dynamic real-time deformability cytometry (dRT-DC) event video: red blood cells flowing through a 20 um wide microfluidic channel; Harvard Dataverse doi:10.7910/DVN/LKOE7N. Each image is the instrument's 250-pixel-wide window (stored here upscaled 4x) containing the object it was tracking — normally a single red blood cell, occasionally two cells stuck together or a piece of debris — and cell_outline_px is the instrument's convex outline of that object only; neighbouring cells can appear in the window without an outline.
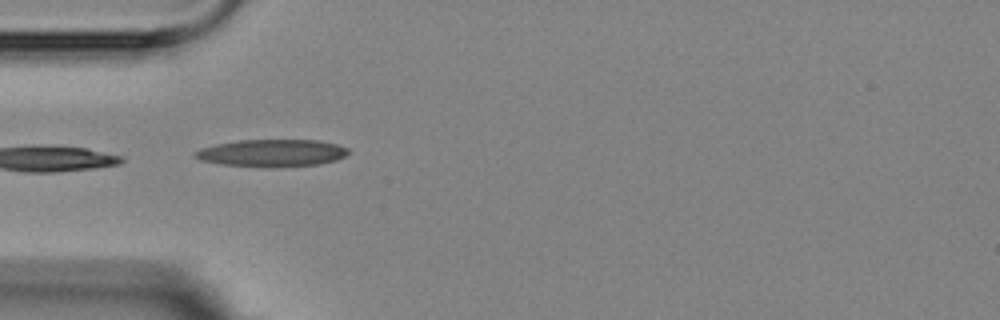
{"species": "Egyptian fruit bat (a non-hibernating species)", "species_latin": "Rousettus aegyptiacus", "temperature_condition": "room temperature", "stored_images_in_passage": 4, "camera_frame_rate_fps": 3000, "um_per_image_px": 0.085, "animal": {"sex": "female"}, "frame": {"image": 1, "passage_image": 2, "time_ms": 2.0, "image_size_px": [1000, 320], "cell_outline_px": [[348, 152], [344, 156], [336, 160], [320, 164], [268, 168], [220, 164], [200, 160], [192, 156], [200, 148], [216, 144], [240, 140], [320, 140], [336, 144], [348, 148]], "centroid_in_image_um": [23.1, 13.01], "position_along_channel_um": 61.9, "area_um2": 24.51}}
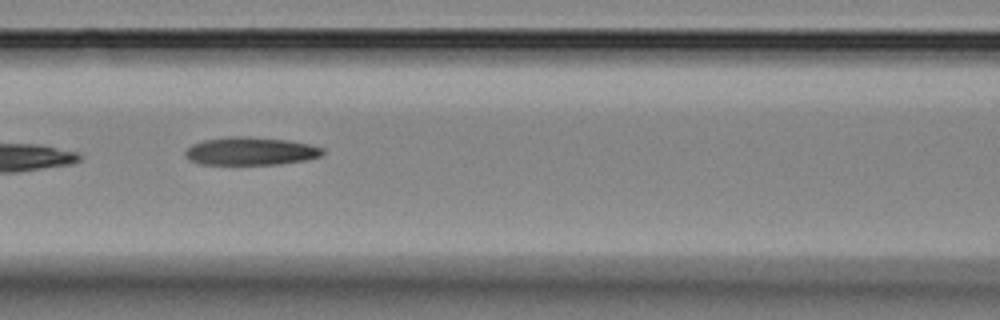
{"frame": {"image": 2, "passage_image": 4, "time_ms": 4.333, "image_size_px": [1000, 320], "cell_outline_px": [[324, 152], [320, 156], [304, 160], [280, 164], [200, 164], [192, 160], [184, 152], [192, 144], [204, 140], [224, 136], [252, 136], [288, 140], [312, 144], [324, 148]], "centroid_in_image_um": [21.34, 12.83], "position_along_channel_um": 145.3, "area_um2": 22.48}}